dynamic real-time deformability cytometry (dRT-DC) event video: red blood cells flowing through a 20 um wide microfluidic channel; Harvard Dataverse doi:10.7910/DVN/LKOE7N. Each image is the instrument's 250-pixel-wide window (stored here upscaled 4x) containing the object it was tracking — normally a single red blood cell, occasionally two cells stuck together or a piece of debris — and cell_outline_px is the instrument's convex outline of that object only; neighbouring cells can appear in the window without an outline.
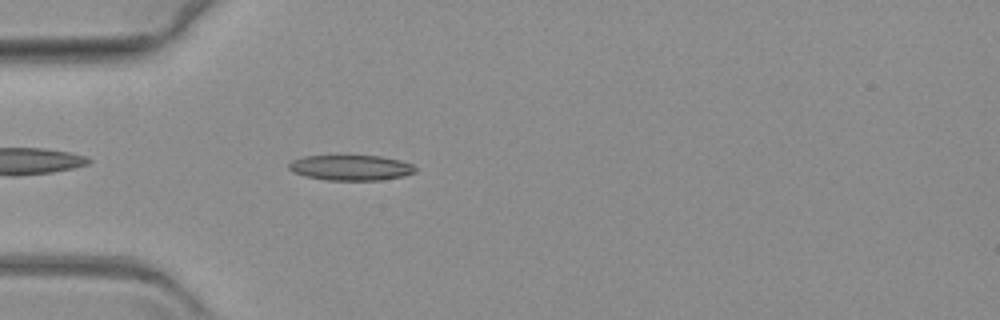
{"species": "common noctule bat (a hibernating species)", "species_latin": "Nyctalus noctula", "temperature_condition": "warm", "stored_images_in_passage": 17, "camera_frame_rate_fps": 3000, "um_per_image_px": 0.085, "animal": {"sex": "female", "body_mass_g": 19.3, "forearm_length_mm": 54.1}, "frame": {"image": 1, "passage_image": 4, "time_ms": 1.0, "image_size_px": [1000, 320], "cell_outline_px": [[416, 172], [404, 176], [380, 180], [328, 180], [304, 176], [292, 172], [288, 168], [288, 164], [292, 160], [304, 156], [380, 156], [400, 160], [412, 164], [416, 168]], "centroid_in_image_um": [29.81, 14.25], "position_along_channel_um": 55.2, "area_um2": 18.73}}
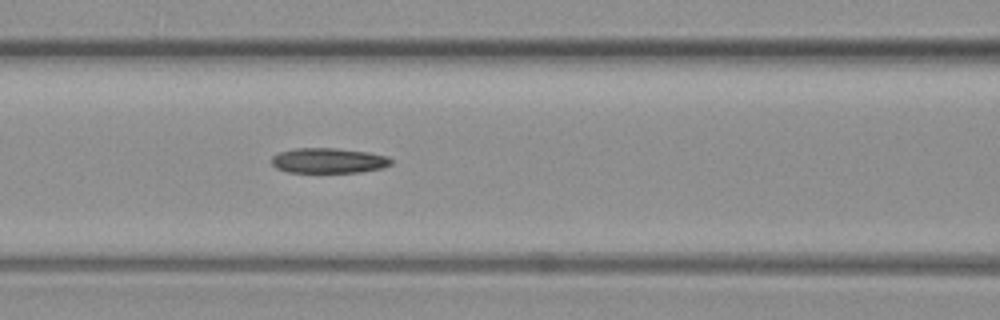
{"frame": {"image": 2, "passage_image": 12, "time_ms": 3.667, "image_size_px": [1000, 320], "cell_outline_px": [[392, 164], [380, 168], [360, 172], [288, 172], [276, 168], [272, 164], [272, 156], [280, 152], [296, 148], [336, 148], [368, 152], [388, 156], [392, 160]], "centroid_in_image_um": [27.93, 13.64], "position_along_channel_um": 138.7, "area_um2": 17.46}}
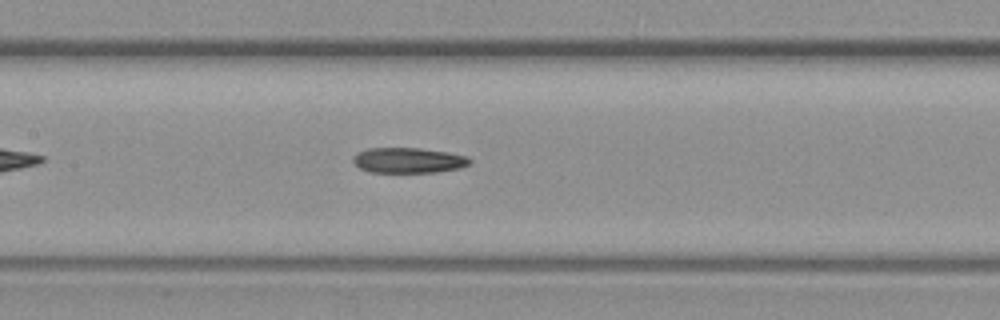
{"frame": {"image": 3, "passage_image": 15, "time_ms": 4.667, "image_size_px": [1000, 320], "cell_outline_px": [[472, 160], [468, 164], [460, 168], [436, 172], [368, 172], [360, 168], [352, 160], [352, 156], [368, 148], [420, 148], [448, 152], [468, 156]], "centroid_in_image_um": [34.72, 13.62], "position_along_channel_um": 172.7, "area_um2": 17.22}}